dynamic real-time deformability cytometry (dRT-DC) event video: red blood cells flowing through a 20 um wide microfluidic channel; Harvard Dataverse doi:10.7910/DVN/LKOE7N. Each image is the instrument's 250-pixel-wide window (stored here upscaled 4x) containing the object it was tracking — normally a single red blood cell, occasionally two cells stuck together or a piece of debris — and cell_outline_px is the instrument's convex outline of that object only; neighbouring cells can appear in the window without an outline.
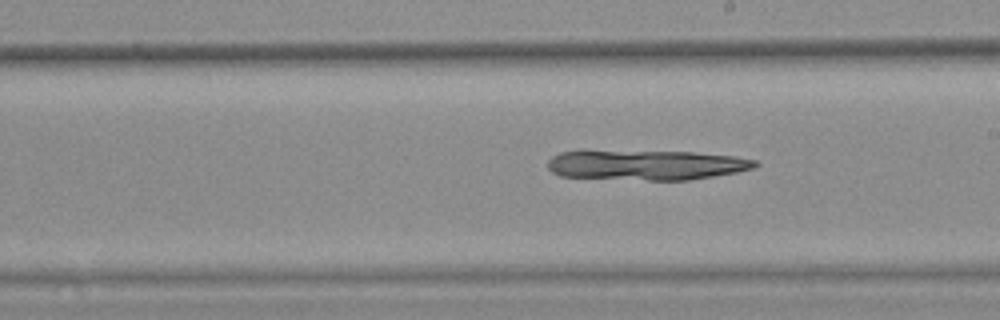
{"species": "common noctule bat (a hibernating species)", "species_latin": "Nyctalus noctula", "temperature_condition": "warm", "stored_images_in_passage": 9, "segment_of_instrument_passage": [2, 2], "camera_frame_rate_fps": 3000, "um_per_image_px": 0.085, "animal": {"sex": "female", "body_mass_g": 25.1}, "frame": {"image": 1, "passage_image": 9, "time_ms": 2.667, "image_size_px": [1000, 320], "cell_outline_px": [[760, 164], [752, 168], [736, 172], [688, 180], [648, 180], [560, 176], [552, 172], [548, 168], [548, 160], [552, 156], [560, 152], [580, 148], [696, 152], [732, 156], [756, 160]], "centroid_in_image_um": [54.81, 13.97], "position_along_channel_um": 234.2, "area_um2": 37.45}}